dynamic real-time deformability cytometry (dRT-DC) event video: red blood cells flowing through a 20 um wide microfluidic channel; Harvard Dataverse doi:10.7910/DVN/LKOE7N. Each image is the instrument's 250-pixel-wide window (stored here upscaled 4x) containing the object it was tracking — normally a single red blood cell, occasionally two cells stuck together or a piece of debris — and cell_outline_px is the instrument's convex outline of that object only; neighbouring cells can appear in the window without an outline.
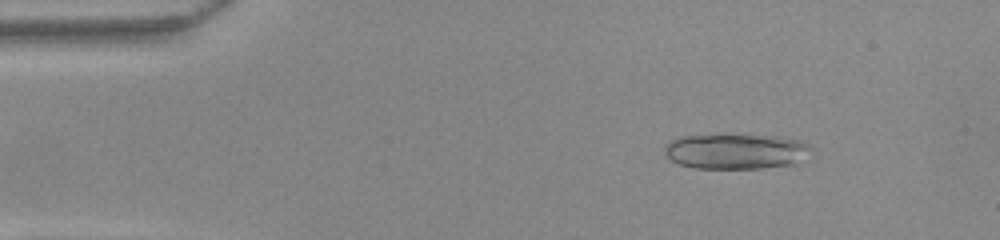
{"species": "common noctule bat (a hibernating species)", "species_latin": "Nyctalus noctula", "temperature_condition": "warm", "stored_images_in_passage": 50, "segment_of_instrument_passage": [1, 2], "camera_frame_rate_fps": 3000, "um_per_image_px": 0.085, "animal": {"sex": "female", "body_mass_g": 22.0, "forearm_length_mm": 56.7}, "frame": {"image": 1, "passage_image": 7, "time_ms": 2.0, "image_size_px": [1000, 240], "cell_outline_px": [[812, 148], [792, 164], [760, 168], [692, 168], [676, 164], [664, 152], [664, 144], [680, 136], [776, 136], [796, 140], [808, 144]], "centroid_in_image_um": [62.44, 12.88], "position_along_channel_um": 22.6, "area_um2": 29.36}}